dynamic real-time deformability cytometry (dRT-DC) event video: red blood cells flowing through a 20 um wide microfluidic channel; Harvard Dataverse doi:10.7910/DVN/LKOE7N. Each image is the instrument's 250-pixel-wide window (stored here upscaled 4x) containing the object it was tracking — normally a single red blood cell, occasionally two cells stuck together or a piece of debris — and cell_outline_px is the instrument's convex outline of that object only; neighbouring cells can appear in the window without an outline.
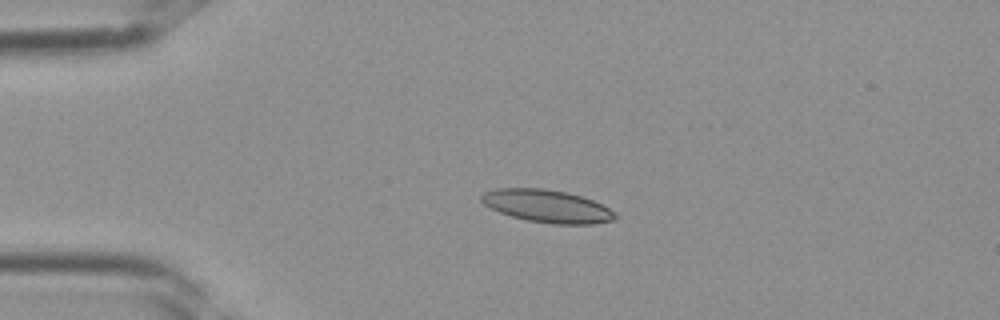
{"species": "Egyptian fruit bat (a non-hibernating species)", "species_latin": "Rousettus aegyptiacus", "temperature_condition": "room temperature", "stored_images_in_passage": 31, "camera_frame_rate_fps": 3000, "um_per_image_px": 0.085, "frame": {"image": 1, "passage_image": 7, "time_ms": 2.0, "image_size_px": [1000, 320], "cell_outline_px": [[620, 216], [616, 220], [592, 224], [552, 224], [528, 220], [512, 216], [500, 212], [484, 204], [480, 200], [480, 196], [484, 192], [496, 188], [544, 188], [568, 192], [592, 200], [616, 212]], "centroid_in_image_um": [46.54, 17.52], "position_along_channel_um": 38.5, "area_um2": 25.55}}
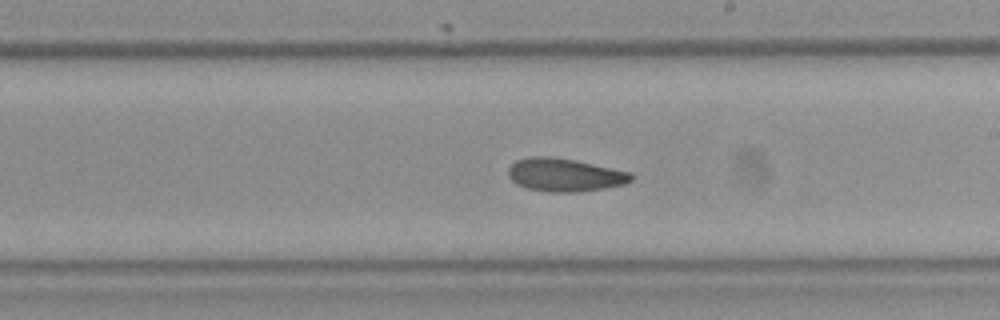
{"frame": {"image": 2, "passage_image": 20, "time_ms": 6.333, "image_size_px": [1000, 320], "cell_outline_px": [[636, 176], [632, 180], [624, 184], [604, 188], [576, 192], [548, 192], [528, 188], [516, 184], [508, 176], [508, 168], [516, 160], [532, 156], [552, 156], [576, 160], [632, 172]], "centroid_in_image_um": [48.02, 14.86], "position_along_channel_um": 241.0, "area_um2": 23.93}}
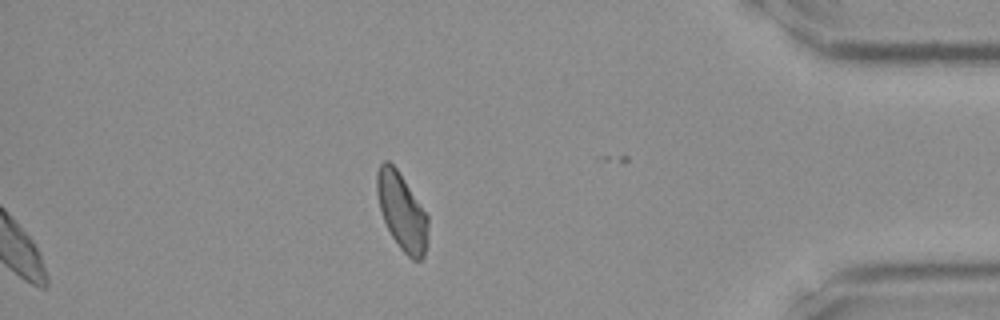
{"frame": {"image": 3, "passage_image": 31, "time_ms": 10.0, "image_size_px": [1000, 320], "cell_outline_px": [[428, 228], [424, 256], [420, 260], [412, 260], [400, 248], [392, 236], [384, 220], [380, 208], [376, 192], [376, 172], [380, 164], [384, 160], [388, 160], [396, 168], [428, 216]], "centroid_in_image_um": [34.14, 17.97], "position_along_channel_um": 401.1, "area_um2": 22.6}}